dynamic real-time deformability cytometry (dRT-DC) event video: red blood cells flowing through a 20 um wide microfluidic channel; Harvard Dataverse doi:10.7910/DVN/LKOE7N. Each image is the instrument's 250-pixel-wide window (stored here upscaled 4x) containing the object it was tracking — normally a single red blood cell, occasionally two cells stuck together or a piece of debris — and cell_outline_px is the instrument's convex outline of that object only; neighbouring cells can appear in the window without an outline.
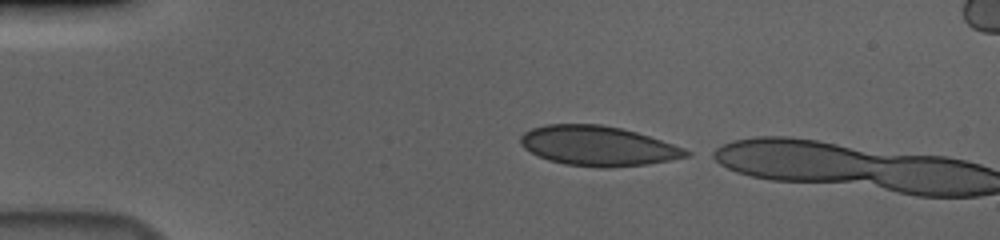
{"species": "human", "species_latin": "Homo sapiens", "temperature_condition": "cold", "stored_images_in_passage": 4, "camera_frame_rate_fps": 3000, "um_per_image_px": 0.085, "donor": {"sex": "male"}, "frame": {"image": 1, "passage_image": 1, "time_ms": 0.0, "image_size_px": [1000, 240], "cell_outline_px": [[692, 156], [648, 164], [608, 168], [600, 168], [564, 164], [548, 160], [524, 148], [520, 144], [520, 136], [524, 132], [532, 128], [548, 124], [600, 124], [620, 128], [636, 132], [684, 148], [692, 152]], "centroid_in_image_um": [50.83, 12.41], "position_along_channel_um": 34.2, "area_um2": 38.38}}